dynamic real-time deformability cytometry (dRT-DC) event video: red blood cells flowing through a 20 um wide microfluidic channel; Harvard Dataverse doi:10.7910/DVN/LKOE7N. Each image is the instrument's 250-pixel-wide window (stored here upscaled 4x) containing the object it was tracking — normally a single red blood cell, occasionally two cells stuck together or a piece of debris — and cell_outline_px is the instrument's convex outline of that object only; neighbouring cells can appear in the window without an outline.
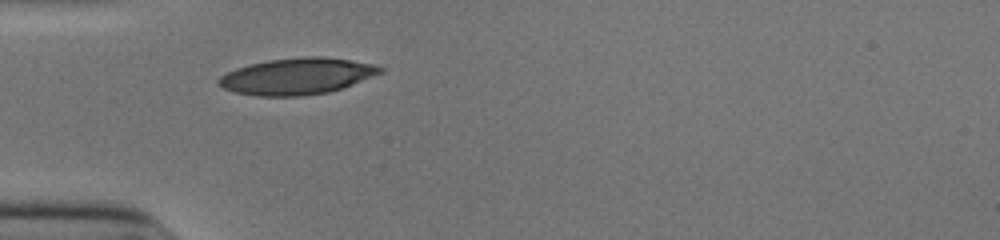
{"species": "human", "species_latin": "Homo sapiens", "temperature_condition": "cold", "stored_images_in_passage": 27, "camera_frame_rate_fps": 3000, "um_per_image_px": 0.085, "donor": {"sex": "male"}, "frame": {"image": 1, "passage_image": 1, "time_ms": 0.0, "image_size_px": [1000, 240], "cell_outline_px": [[384, 72], [352, 84], [328, 92], [304, 96], [256, 96], [236, 92], [224, 88], [216, 84], [216, 80], [220, 76], [236, 68], [268, 60], [304, 56], [324, 56], [372, 64], [384, 68]], "centroid_in_image_um": [25.22, 6.48], "position_along_channel_um": 59.8, "area_um2": 34.16}}
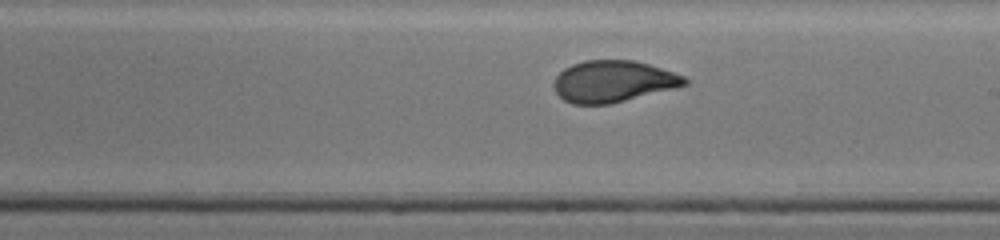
{"frame": {"image": 2, "passage_image": 15, "time_ms": 4.667, "image_size_px": [1000, 240], "cell_outline_px": [[688, 84], [676, 88], [608, 104], [572, 104], [564, 100], [556, 92], [552, 84], [556, 76], [564, 68], [572, 64], [584, 60], [636, 60], [684, 76], [688, 80]], "centroid_in_image_um": [52.1, 6.91], "position_along_channel_um": 236.9, "area_um2": 31.62}}
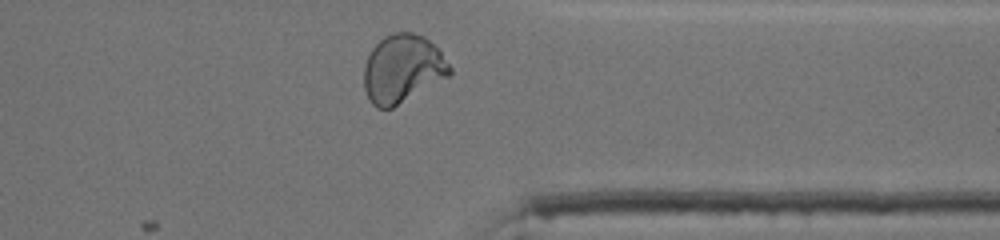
{"frame": {"image": 3, "passage_image": 26, "time_ms": 8.333, "image_size_px": [1000, 240], "cell_outline_px": [[452, 72], [448, 76], [392, 108], [376, 108], [368, 100], [364, 88], [364, 64], [372, 48], [384, 36], [392, 32], [412, 32], [424, 36], [440, 52], [452, 68]], "centroid_in_image_um": [34.18, 5.84], "position_along_channel_um": 377.2, "area_um2": 33.87}, "authors_computed_cell_mechanics": {"area_um2": 32.368, "velocity_mm_per_s": 3.9084, "shape_relaxation_time_tau1_ms": 5.4694, "shape_relaxation_time_tau2_ms": 0.7272, "deformation_change_tau1": 0.1949, "deformation_change_tau2": 0.0547}}